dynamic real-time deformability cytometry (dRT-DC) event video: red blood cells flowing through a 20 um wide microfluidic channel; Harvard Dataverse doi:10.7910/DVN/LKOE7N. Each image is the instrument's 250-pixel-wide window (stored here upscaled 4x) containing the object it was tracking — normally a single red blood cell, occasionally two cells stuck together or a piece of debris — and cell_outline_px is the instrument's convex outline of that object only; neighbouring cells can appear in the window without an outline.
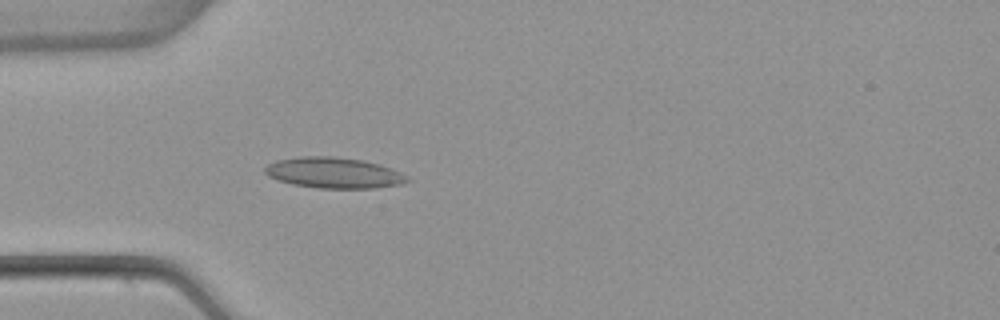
{"species": "common noctule bat (a hibernating species)", "species_latin": "Nyctalus noctula", "temperature_condition": "warm", "stored_images_in_passage": 44, "camera_frame_rate_fps": 3000, "um_per_image_px": 0.085, "animal": {"sex": "female", "body_mass_g": 22.7, "forearm_length_mm": 54.2}, "frame": {"image": 1, "passage_image": 11, "time_ms": 3.333, "image_size_px": [1000, 320], "cell_outline_px": [[412, 180], [400, 184], [372, 188], [320, 188], [292, 184], [268, 176], [264, 172], [264, 168], [268, 164], [276, 160], [300, 156], [332, 156], [364, 160], [380, 164], [400, 172], [408, 176]], "centroid_in_image_um": [28.38, 14.68], "position_along_channel_um": 56.6, "area_um2": 25.55}}
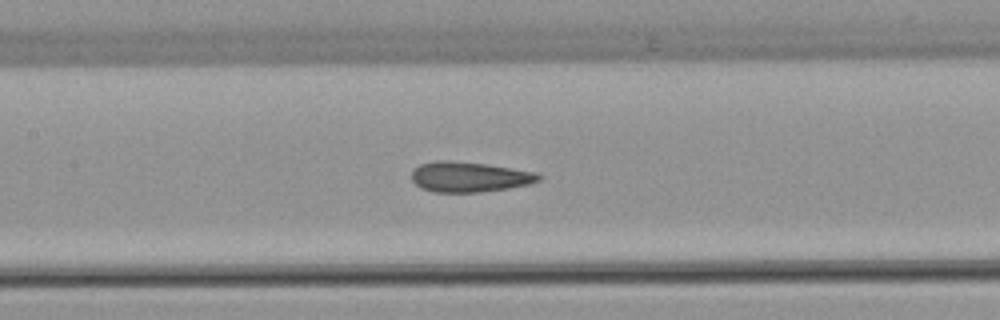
{"frame": {"image": 2, "passage_image": 20, "time_ms": 6.333, "image_size_px": [1000, 320], "cell_outline_px": [[544, 176], [540, 180], [528, 184], [508, 188], [480, 192], [432, 192], [420, 188], [412, 180], [412, 172], [420, 164], [436, 160], [448, 160], [488, 164], [536, 172]], "centroid_in_image_um": [39.9, 15.03], "position_along_channel_um": 167.5, "area_um2": 22.48}}
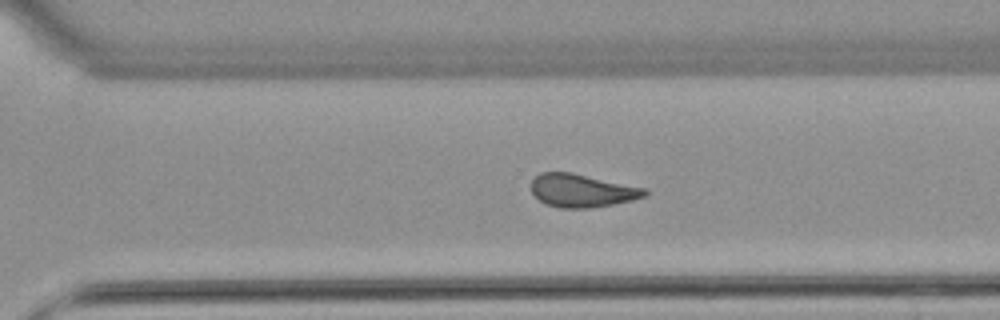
{"frame": {"image": 3, "passage_image": 32, "time_ms": 10.333, "image_size_px": [1000, 320], "cell_outline_px": [[648, 192], [644, 196], [632, 200], [592, 208], [560, 208], [544, 204], [532, 192], [532, 180], [540, 172], [572, 172], [648, 188]], "centroid_in_image_um": [49.48, 16.19], "position_along_channel_um": 321.1, "area_um2": 22.02}, "authors_computed_cell_mechanics": {"area_um2": 23.2934, "velocity_mm_per_s": 3.8492, "shape_relaxation_time_tau1_ms": null, "shape_relaxation_time_tau2_ms": 2.0671, "deformation_change_tau1": null, "deformation_change_tau2": 0.0891}}